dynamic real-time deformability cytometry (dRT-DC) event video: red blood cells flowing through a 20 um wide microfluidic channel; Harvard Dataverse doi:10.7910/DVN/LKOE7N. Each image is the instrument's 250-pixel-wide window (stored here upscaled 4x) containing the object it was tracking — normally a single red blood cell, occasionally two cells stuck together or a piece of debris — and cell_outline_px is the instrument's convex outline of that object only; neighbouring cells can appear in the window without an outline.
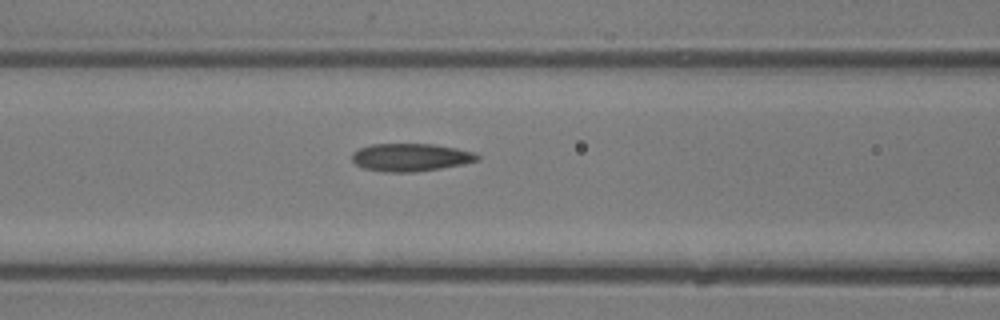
{"species": "common noctule bat (a hibernating species)", "species_latin": "Nyctalus noctula", "temperature_condition": "room temperature", "stored_images_in_passage": 4, "camera_frame_rate_fps": 3000, "um_per_image_px": 0.085, "animal": {"sex": "male", "body_mass_g": 13.3}, "frame": {"image": 1, "passage_image": 4, "time_ms": 1.0, "image_size_px": [1000, 320], "cell_outline_px": [[480, 160], [464, 164], [416, 172], [384, 172], [364, 168], [356, 164], [352, 160], [352, 152], [360, 148], [372, 144], [432, 144], [456, 148], [472, 152], [480, 156]], "centroid_in_image_um": [34.9, 13.38], "position_along_channel_um": 131.7, "area_um2": 20.29}}